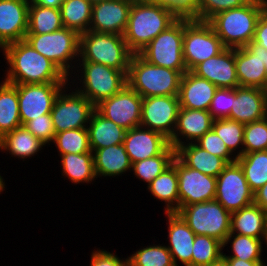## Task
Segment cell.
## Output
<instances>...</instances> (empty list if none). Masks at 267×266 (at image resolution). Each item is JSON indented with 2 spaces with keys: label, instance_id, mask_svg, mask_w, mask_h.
I'll return each mask as SVG.
<instances>
[{
  "label": "cell",
  "instance_id": "7bdbcfd3",
  "mask_svg": "<svg viewBox=\"0 0 267 266\" xmlns=\"http://www.w3.org/2000/svg\"><path fill=\"white\" fill-rule=\"evenodd\" d=\"M165 9L175 20L199 21L200 0H149Z\"/></svg>",
  "mask_w": 267,
  "mask_h": 266
},
{
  "label": "cell",
  "instance_id": "6da1fadb",
  "mask_svg": "<svg viewBox=\"0 0 267 266\" xmlns=\"http://www.w3.org/2000/svg\"><path fill=\"white\" fill-rule=\"evenodd\" d=\"M9 67L2 78L10 84L68 83V77L24 39L1 50Z\"/></svg>",
  "mask_w": 267,
  "mask_h": 266
},
{
  "label": "cell",
  "instance_id": "277c9868",
  "mask_svg": "<svg viewBox=\"0 0 267 266\" xmlns=\"http://www.w3.org/2000/svg\"><path fill=\"white\" fill-rule=\"evenodd\" d=\"M68 80V84H72L76 91L95 106L127 85V75L123 71L88 61H77L75 70Z\"/></svg>",
  "mask_w": 267,
  "mask_h": 266
},
{
  "label": "cell",
  "instance_id": "cb8c5ba5",
  "mask_svg": "<svg viewBox=\"0 0 267 266\" xmlns=\"http://www.w3.org/2000/svg\"><path fill=\"white\" fill-rule=\"evenodd\" d=\"M168 225V248L175 266L179 262L184 266H192V248L196 234L189 228L184 220L176 213H165Z\"/></svg>",
  "mask_w": 267,
  "mask_h": 266
},
{
  "label": "cell",
  "instance_id": "74e56055",
  "mask_svg": "<svg viewBox=\"0 0 267 266\" xmlns=\"http://www.w3.org/2000/svg\"><path fill=\"white\" fill-rule=\"evenodd\" d=\"M175 157V149L169 145L160 155L153 156L144 160L132 163L131 172L136 179L147 183L148 185L158 175H160L168 166L171 165Z\"/></svg>",
  "mask_w": 267,
  "mask_h": 266
},
{
  "label": "cell",
  "instance_id": "e0dca14e",
  "mask_svg": "<svg viewBox=\"0 0 267 266\" xmlns=\"http://www.w3.org/2000/svg\"><path fill=\"white\" fill-rule=\"evenodd\" d=\"M30 0H0V51L25 39Z\"/></svg>",
  "mask_w": 267,
  "mask_h": 266
},
{
  "label": "cell",
  "instance_id": "7402d4cb",
  "mask_svg": "<svg viewBox=\"0 0 267 266\" xmlns=\"http://www.w3.org/2000/svg\"><path fill=\"white\" fill-rule=\"evenodd\" d=\"M169 145V140L162 134L141 126L126 130L123 141L131 164L158 156Z\"/></svg>",
  "mask_w": 267,
  "mask_h": 266
},
{
  "label": "cell",
  "instance_id": "bcb514c9",
  "mask_svg": "<svg viewBox=\"0 0 267 266\" xmlns=\"http://www.w3.org/2000/svg\"><path fill=\"white\" fill-rule=\"evenodd\" d=\"M210 154L223 158L228 164L236 162L237 157L228 149L224 141L212 129L195 142Z\"/></svg>",
  "mask_w": 267,
  "mask_h": 266
},
{
  "label": "cell",
  "instance_id": "f5cc1de1",
  "mask_svg": "<svg viewBox=\"0 0 267 266\" xmlns=\"http://www.w3.org/2000/svg\"><path fill=\"white\" fill-rule=\"evenodd\" d=\"M229 266H266L264 261H245L237 258H224Z\"/></svg>",
  "mask_w": 267,
  "mask_h": 266
},
{
  "label": "cell",
  "instance_id": "d4e9b609",
  "mask_svg": "<svg viewBox=\"0 0 267 266\" xmlns=\"http://www.w3.org/2000/svg\"><path fill=\"white\" fill-rule=\"evenodd\" d=\"M217 87L192 71L183 74L179 89L180 108L208 111Z\"/></svg>",
  "mask_w": 267,
  "mask_h": 266
},
{
  "label": "cell",
  "instance_id": "836d02e7",
  "mask_svg": "<svg viewBox=\"0 0 267 266\" xmlns=\"http://www.w3.org/2000/svg\"><path fill=\"white\" fill-rule=\"evenodd\" d=\"M63 26L79 35L89 31L92 4L88 0H63L60 6Z\"/></svg>",
  "mask_w": 267,
  "mask_h": 266
},
{
  "label": "cell",
  "instance_id": "603a6c76",
  "mask_svg": "<svg viewBox=\"0 0 267 266\" xmlns=\"http://www.w3.org/2000/svg\"><path fill=\"white\" fill-rule=\"evenodd\" d=\"M267 117V90L255 87H236V98L230 119L242 124L260 121Z\"/></svg>",
  "mask_w": 267,
  "mask_h": 266
},
{
  "label": "cell",
  "instance_id": "c3c4849f",
  "mask_svg": "<svg viewBox=\"0 0 267 266\" xmlns=\"http://www.w3.org/2000/svg\"><path fill=\"white\" fill-rule=\"evenodd\" d=\"M23 126L47 146L53 142L55 130L50 113L34 118Z\"/></svg>",
  "mask_w": 267,
  "mask_h": 266
},
{
  "label": "cell",
  "instance_id": "4fadbf2b",
  "mask_svg": "<svg viewBox=\"0 0 267 266\" xmlns=\"http://www.w3.org/2000/svg\"><path fill=\"white\" fill-rule=\"evenodd\" d=\"M143 98L128 84L115 95L103 99L95 110L126 130L139 127Z\"/></svg>",
  "mask_w": 267,
  "mask_h": 266
},
{
  "label": "cell",
  "instance_id": "ab89813d",
  "mask_svg": "<svg viewBox=\"0 0 267 266\" xmlns=\"http://www.w3.org/2000/svg\"><path fill=\"white\" fill-rule=\"evenodd\" d=\"M244 127L245 124L229 118L215 119L212 123V130L236 157L243 155Z\"/></svg>",
  "mask_w": 267,
  "mask_h": 266
},
{
  "label": "cell",
  "instance_id": "d6986e66",
  "mask_svg": "<svg viewBox=\"0 0 267 266\" xmlns=\"http://www.w3.org/2000/svg\"><path fill=\"white\" fill-rule=\"evenodd\" d=\"M235 66L239 86L266 90L265 64L260 45L251 41L245 47L235 48Z\"/></svg>",
  "mask_w": 267,
  "mask_h": 266
},
{
  "label": "cell",
  "instance_id": "4316f807",
  "mask_svg": "<svg viewBox=\"0 0 267 266\" xmlns=\"http://www.w3.org/2000/svg\"><path fill=\"white\" fill-rule=\"evenodd\" d=\"M95 173L99 178L118 177L130 171L131 162L123 144L97 149L93 152Z\"/></svg>",
  "mask_w": 267,
  "mask_h": 266
},
{
  "label": "cell",
  "instance_id": "8992f818",
  "mask_svg": "<svg viewBox=\"0 0 267 266\" xmlns=\"http://www.w3.org/2000/svg\"><path fill=\"white\" fill-rule=\"evenodd\" d=\"M132 55L123 35L93 31L80 35L78 61L102 64L127 75Z\"/></svg>",
  "mask_w": 267,
  "mask_h": 266
},
{
  "label": "cell",
  "instance_id": "83f0119b",
  "mask_svg": "<svg viewBox=\"0 0 267 266\" xmlns=\"http://www.w3.org/2000/svg\"><path fill=\"white\" fill-rule=\"evenodd\" d=\"M175 155L188 167L206 175L217 177L228 163L218 156L210 154L196 143H188L178 147Z\"/></svg>",
  "mask_w": 267,
  "mask_h": 266
},
{
  "label": "cell",
  "instance_id": "ac0fdd59",
  "mask_svg": "<svg viewBox=\"0 0 267 266\" xmlns=\"http://www.w3.org/2000/svg\"><path fill=\"white\" fill-rule=\"evenodd\" d=\"M134 0H109L92 5L89 31L123 35Z\"/></svg>",
  "mask_w": 267,
  "mask_h": 266
},
{
  "label": "cell",
  "instance_id": "7c38bea8",
  "mask_svg": "<svg viewBox=\"0 0 267 266\" xmlns=\"http://www.w3.org/2000/svg\"><path fill=\"white\" fill-rule=\"evenodd\" d=\"M215 199L230 213L253 204L254 192L237 161L229 163L216 177Z\"/></svg>",
  "mask_w": 267,
  "mask_h": 266
},
{
  "label": "cell",
  "instance_id": "ffe728a7",
  "mask_svg": "<svg viewBox=\"0 0 267 266\" xmlns=\"http://www.w3.org/2000/svg\"><path fill=\"white\" fill-rule=\"evenodd\" d=\"M192 72L207 79L217 88L239 87L235 66V48H225L220 54L198 64Z\"/></svg>",
  "mask_w": 267,
  "mask_h": 266
},
{
  "label": "cell",
  "instance_id": "5b68a950",
  "mask_svg": "<svg viewBox=\"0 0 267 266\" xmlns=\"http://www.w3.org/2000/svg\"><path fill=\"white\" fill-rule=\"evenodd\" d=\"M183 74L177 70L149 63L133 54L127 74V84L142 98L178 96Z\"/></svg>",
  "mask_w": 267,
  "mask_h": 266
},
{
  "label": "cell",
  "instance_id": "30bf717a",
  "mask_svg": "<svg viewBox=\"0 0 267 266\" xmlns=\"http://www.w3.org/2000/svg\"><path fill=\"white\" fill-rule=\"evenodd\" d=\"M94 111L95 105L71 84H67L56 97L50 112L55 134L70 129L87 128Z\"/></svg>",
  "mask_w": 267,
  "mask_h": 266
},
{
  "label": "cell",
  "instance_id": "ee69618b",
  "mask_svg": "<svg viewBox=\"0 0 267 266\" xmlns=\"http://www.w3.org/2000/svg\"><path fill=\"white\" fill-rule=\"evenodd\" d=\"M243 154L267 150V117L244 127Z\"/></svg>",
  "mask_w": 267,
  "mask_h": 266
},
{
  "label": "cell",
  "instance_id": "5bb4252c",
  "mask_svg": "<svg viewBox=\"0 0 267 266\" xmlns=\"http://www.w3.org/2000/svg\"><path fill=\"white\" fill-rule=\"evenodd\" d=\"M171 164L177 171L179 208L215 199L216 177L186 166L176 155Z\"/></svg>",
  "mask_w": 267,
  "mask_h": 266
},
{
  "label": "cell",
  "instance_id": "9f6ffc18",
  "mask_svg": "<svg viewBox=\"0 0 267 266\" xmlns=\"http://www.w3.org/2000/svg\"><path fill=\"white\" fill-rule=\"evenodd\" d=\"M210 266H229L227 261L221 257L218 261L213 262Z\"/></svg>",
  "mask_w": 267,
  "mask_h": 266
},
{
  "label": "cell",
  "instance_id": "44dd1931",
  "mask_svg": "<svg viewBox=\"0 0 267 266\" xmlns=\"http://www.w3.org/2000/svg\"><path fill=\"white\" fill-rule=\"evenodd\" d=\"M213 120L208 111L179 108L175 130L169 144L176 150L184 144L195 143L212 129Z\"/></svg>",
  "mask_w": 267,
  "mask_h": 266
},
{
  "label": "cell",
  "instance_id": "e575fe53",
  "mask_svg": "<svg viewBox=\"0 0 267 266\" xmlns=\"http://www.w3.org/2000/svg\"><path fill=\"white\" fill-rule=\"evenodd\" d=\"M62 27L60 8L43 7L30 0L27 34H47Z\"/></svg>",
  "mask_w": 267,
  "mask_h": 266
},
{
  "label": "cell",
  "instance_id": "6f0895ef",
  "mask_svg": "<svg viewBox=\"0 0 267 266\" xmlns=\"http://www.w3.org/2000/svg\"><path fill=\"white\" fill-rule=\"evenodd\" d=\"M5 184H6L5 180H4L3 176H1V174H0V194H2L6 188Z\"/></svg>",
  "mask_w": 267,
  "mask_h": 266
},
{
  "label": "cell",
  "instance_id": "ba28073f",
  "mask_svg": "<svg viewBox=\"0 0 267 266\" xmlns=\"http://www.w3.org/2000/svg\"><path fill=\"white\" fill-rule=\"evenodd\" d=\"M176 213L196 235L211 236L223 243L230 234L231 213L216 199L182 206Z\"/></svg>",
  "mask_w": 267,
  "mask_h": 266
},
{
  "label": "cell",
  "instance_id": "4dcf8cb0",
  "mask_svg": "<svg viewBox=\"0 0 267 266\" xmlns=\"http://www.w3.org/2000/svg\"><path fill=\"white\" fill-rule=\"evenodd\" d=\"M147 190L154 199L164 202V213H173L179 209L178 177L172 164L147 185Z\"/></svg>",
  "mask_w": 267,
  "mask_h": 266
},
{
  "label": "cell",
  "instance_id": "f6af8a7d",
  "mask_svg": "<svg viewBox=\"0 0 267 266\" xmlns=\"http://www.w3.org/2000/svg\"><path fill=\"white\" fill-rule=\"evenodd\" d=\"M236 98V88H217L208 112L215 119H230L233 100Z\"/></svg>",
  "mask_w": 267,
  "mask_h": 266
},
{
  "label": "cell",
  "instance_id": "2e32d148",
  "mask_svg": "<svg viewBox=\"0 0 267 266\" xmlns=\"http://www.w3.org/2000/svg\"><path fill=\"white\" fill-rule=\"evenodd\" d=\"M180 108L178 96L144 97L140 126L156 131L170 140Z\"/></svg>",
  "mask_w": 267,
  "mask_h": 266
},
{
  "label": "cell",
  "instance_id": "7dc6e473",
  "mask_svg": "<svg viewBox=\"0 0 267 266\" xmlns=\"http://www.w3.org/2000/svg\"><path fill=\"white\" fill-rule=\"evenodd\" d=\"M249 0H200L199 21L208 22L216 14L242 7Z\"/></svg>",
  "mask_w": 267,
  "mask_h": 266
},
{
  "label": "cell",
  "instance_id": "7a4b0ae2",
  "mask_svg": "<svg viewBox=\"0 0 267 266\" xmlns=\"http://www.w3.org/2000/svg\"><path fill=\"white\" fill-rule=\"evenodd\" d=\"M267 0H249L242 7L220 12L208 23L226 48L247 46L254 39L256 25Z\"/></svg>",
  "mask_w": 267,
  "mask_h": 266
},
{
  "label": "cell",
  "instance_id": "680465c9",
  "mask_svg": "<svg viewBox=\"0 0 267 266\" xmlns=\"http://www.w3.org/2000/svg\"><path fill=\"white\" fill-rule=\"evenodd\" d=\"M92 5L99 3V2H103V1H109V0H88Z\"/></svg>",
  "mask_w": 267,
  "mask_h": 266
},
{
  "label": "cell",
  "instance_id": "f35d334b",
  "mask_svg": "<svg viewBox=\"0 0 267 266\" xmlns=\"http://www.w3.org/2000/svg\"><path fill=\"white\" fill-rule=\"evenodd\" d=\"M52 143L55 144L58 155L93 153L90 148L87 128L70 129L56 133Z\"/></svg>",
  "mask_w": 267,
  "mask_h": 266
},
{
  "label": "cell",
  "instance_id": "1f68e13d",
  "mask_svg": "<svg viewBox=\"0 0 267 266\" xmlns=\"http://www.w3.org/2000/svg\"><path fill=\"white\" fill-rule=\"evenodd\" d=\"M61 174L73 184H91L96 180L93 153L59 155Z\"/></svg>",
  "mask_w": 267,
  "mask_h": 266
},
{
  "label": "cell",
  "instance_id": "484cf974",
  "mask_svg": "<svg viewBox=\"0 0 267 266\" xmlns=\"http://www.w3.org/2000/svg\"><path fill=\"white\" fill-rule=\"evenodd\" d=\"M230 233L267 239V213L254 203L231 213Z\"/></svg>",
  "mask_w": 267,
  "mask_h": 266
},
{
  "label": "cell",
  "instance_id": "681fc988",
  "mask_svg": "<svg viewBox=\"0 0 267 266\" xmlns=\"http://www.w3.org/2000/svg\"><path fill=\"white\" fill-rule=\"evenodd\" d=\"M90 255V266H128V257L121 259L116 252L98 248L94 249Z\"/></svg>",
  "mask_w": 267,
  "mask_h": 266
},
{
  "label": "cell",
  "instance_id": "db71d44e",
  "mask_svg": "<svg viewBox=\"0 0 267 266\" xmlns=\"http://www.w3.org/2000/svg\"><path fill=\"white\" fill-rule=\"evenodd\" d=\"M36 4L43 7L60 8L63 0H33Z\"/></svg>",
  "mask_w": 267,
  "mask_h": 266
},
{
  "label": "cell",
  "instance_id": "52a82bcc",
  "mask_svg": "<svg viewBox=\"0 0 267 266\" xmlns=\"http://www.w3.org/2000/svg\"><path fill=\"white\" fill-rule=\"evenodd\" d=\"M24 40L68 78L72 75L79 59L80 35L76 31L62 27L47 34H26Z\"/></svg>",
  "mask_w": 267,
  "mask_h": 266
},
{
  "label": "cell",
  "instance_id": "816d5d0a",
  "mask_svg": "<svg viewBox=\"0 0 267 266\" xmlns=\"http://www.w3.org/2000/svg\"><path fill=\"white\" fill-rule=\"evenodd\" d=\"M253 203L261 207L267 213V183L254 192Z\"/></svg>",
  "mask_w": 267,
  "mask_h": 266
},
{
  "label": "cell",
  "instance_id": "3957f363",
  "mask_svg": "<svg viewBox=\"0 0 267 266\" xmlns=\"http://www.w3.org/2000/svg\"><path fill=\"white\" fill-rule=\"evenodd\" d=\"M176 20L149 0H134L123 37L133 54H138Z\"/></svg>",
  "mask_w": 267,
  "mask_h": 266
},
{
  "label": "cell",
  "instance_id": "91938a15",
  "mask_svg": "<svg viewBox=\"0 0 267 266\" xmlns=\"http://www.w3.org/2000/svg\"><path fill=\"white\" fill-rule=\"evenodd\" d=\"M2 151V136L0 135V152Z\"/></svg>",
  "mask_w": 267,
  "mask_h": 266
},
{
  "label": "cell",
  "instance_id": "f1b7e54d",
  "mask_svg": "<svg viewBox=\"0 0 267 266\" xmlns=\"http://www.w3.org/2000/svg\"><path fill=\"white\" fill-rule=\"evenodd\" d=\"M91 151L123 144L126 129L99 114L96 110L91 115L87 126Z\"/></svg>",
  "mask_w": 267,
  "mask_h": 266
},
{
  "label": "cell",
  "instance_id": "d590c367",
  "mask_svg": "<svg viewBox=\"0 0 267 266\" xmlns=\"http://www.w3.org/2000/svg\"><path fill=\"white\" fill-rule=\"evenodd\" d=\"M222 244L223 250L228 244L231 245V254L226 255V253H223V258L264 261L262 259L263 244L267 245V239H256L250 236L230 233Z\"/></svg>",
  "mask_w": 267,
  "mask_h": 266
},
{
  "label": "cell",
  "instance_id": "8fae6325",
  "mask_svg": "<svg viewBox=\"0 0 267 266\" xmlns=\"http://www.w3.org/2000/svg\"><path fill=\"white\" fill-rule=\"evenodd\" d=\"M225 48L208 22L184 20L183 57L187 71H192Z\"/></svg>",
  "mask_w": 267,
  "mask_h": 266
},
{
  "label": "cell",
  "instance_id": "f546056e",
  "mask_svg": "<svg viewBox=\"0 0 267 266\" xmlns=\"http://www.w3.org/2000/svg\"><path fill=\"white\" fill-rule=\"evenodd\" d=\"M44 144L40 139L35 137L24 126H20L11 132L5 133L2 136V151L10 154L11 157L18 158V160H25L28 158H35Z\"/></svg>",
  "mask_w": 267,
  "mask_h": 266
},
{
  "label": "cell",
  "instance_id": "d6a6232c",
  "mask_svg": "<svg viewBox=\"0 0 267 266\" xmlns=\"http://www.w3.org/2000/svg\"><path fill=\"white\" fill-rule=\"evenodd\" d=\"M22 126L19 113L17 84L0 82V135Z\"/></svg>",
  "mask_w": 267,
  "mask_h": 266
},
{
  "label": "cell",
  "instance_id": "b9f144b4",
  "mask_svg": "<svg viewBox=\"0 0 267 266\" xmlns=\"http://www.w3.org/2000/svg\"><path fill=\"white\" fill-rule=\"evenodd\" d=\"M223 256V244L218 239L196 235L192 248V266H210Z\"/></svg>",
  "mask_w": 267,
  "mask_h": 266
},
{
  "label": "cell",
  "instance_id": "9a60e30c",
  "mask_svg": "<svg viewBox=\"0 0 267 266\" xmlns=\"http://www.w3.org/2000/svg\"><path fill=\"white\" fill-rule=\"evenodd\" d=\"M68 83L17 84L19 113L22 126L52 111L54 101Z\"/></svg>",
  "mask_w": 267,
  "mask_h": 266
},
{
  "label": "cell",
  "instance_id": "8d00e7d4",
  "mask_svg": "<svg viewBox=\"0 0 267 266\" xmlns=\"http://www.w3.org/2000/svg\"><path fill=\"white\" fill-rule=\"evenodd\" d=\"M236 161L242 167L253 192L267 183V150L243 154Z\"/></svg>",
  "mask_w": 267,
  "mask_h": 266
},
{
  "label": "cell",
  "instance_id": "11a10c76",
  "mask_svg": "<svg viewBox=\"0 0 267 266\" xmlns=\"http://www.w3.org/2000/svg\"><path fill=\"white\" fill-rule=\"evenodd\" d=\"M262 59L265 64L266 90H267V50L262 47Z\"/></svg>",
  "mask_w": 267,
  "mask_h": 266
},
{
  "label": "cell",
  "instance_id": "60d3db41",
  "mask_svg": "<svg viewBox=\"0 0 267 266\" xmlns=\"http://www.w3.org/2000/svg\"><path fill=\"white\" fill-rule=\"evenodd\" d=\"M128 257V266H175L166 245L152 244L141 247Z\"/></svg>",
  "mask_w": 267,
  "mask_h": 266
},
{
  "label": "cell",
  "instance_id": "f907efd6",
  "mask_svg": "<svg viewBox=\"0 0 267 266\" xmlns=\"http://www.w3.org/2000/svg\"><path fill=\"white\" fill-rule=\"evenodd\" d=\"M253 42L267 50V6L258 19Z\"/></svg>",
  "mask_w": 267,
  "mask_h": 266
},
{
  "label": "cell",
  "instance_id": "9c48e42d",
  "mask_svg": "<svg viewBox=\"0 0 267 266\" xmlns=\"http://www.w3.org/2000/svg\"><path fill=\"white\" fill-rule=\"evenodd\" d=\"M184 20H176L138 54L151 64L187 72L183 57Z\"/></svg>",
  "mask_w": 267,
  "mask_h": 266
}]
</instances>
